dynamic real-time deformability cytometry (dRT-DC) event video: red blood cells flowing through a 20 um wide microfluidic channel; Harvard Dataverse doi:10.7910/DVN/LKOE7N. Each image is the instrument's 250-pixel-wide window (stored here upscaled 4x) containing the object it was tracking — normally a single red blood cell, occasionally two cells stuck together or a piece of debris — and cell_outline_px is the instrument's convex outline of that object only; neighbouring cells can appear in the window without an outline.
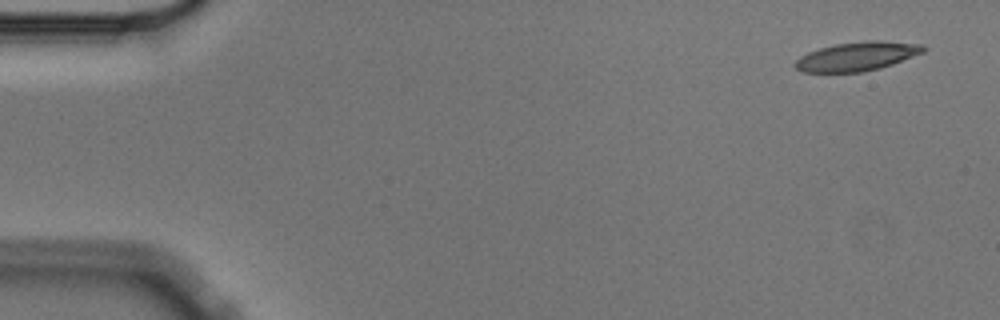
{"species": "Egyptian fruit bat (a non-hibernating species)", "species_latin": "Rousettus aegyptiacus", "temperature_condition": "cold", "stored_images_in_passage": 13, "camera_frame_rate_fps": 3000, "um_per_image_px": 0.085, "animal": {"sex": "male"}, "frame": {"image": 1, "passage_image": 1, "time_ms": 0.0, "image_size_px": [1000, 320], "cell_outline_px": [[928, 48], [924, 52], [892, 64], [880, 68], [864, 72], [800, 72], [792, 64], [800, 56], [808, 52], [820, 48], [836, 44], [868, 40], [880, 40], [924, 44]], "centroid_in_image_um": [72.86, 4.79], "position_along_channel_um": 12.1, "area_um2": 21.79}}
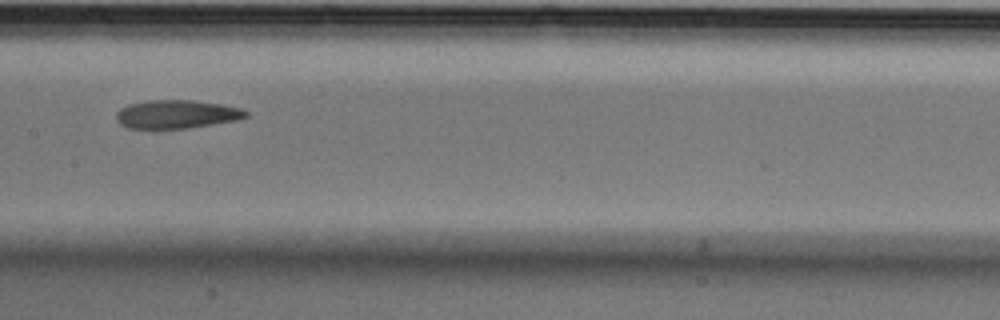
{"frame": {"image": 2, "passage_image": 7, "time_ms": 2.0, "image_size_px": [1000, 320], "cell_outline_px": [[248, 116], [236, 120], [188, 128], [128, 128], [120, 124], [116, 120], [116, 112], [120, 108], [128, 104], [144, 100], [192, 100], [220, 104], [240, 108], [248, 112]], "centroid_in_image_um": [14.97, 9.7], "position_along_channel_um": 192.4, "area_um2": 21.44}}
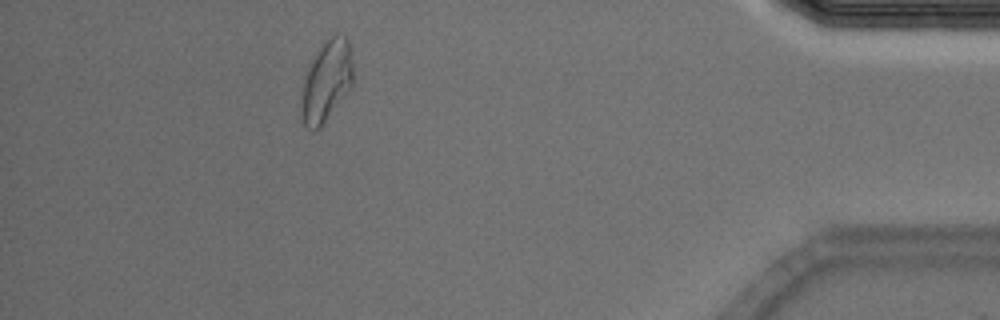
{"frame": {"image": 3, "passage_image": 13, "time_ms": 4.0, "image_size_px": [1000, 320], "cell_outline_px": [[352, 88], [320, 128], [312, 132], [304, 124], [300, 112], [300, 100], [304, 80], [316, 48], [336, 32], [340, 32], [348, 36], [352, 64]], "centroid_in_image_um": [27.75, 6.88], "position_along_channel_um": 407.5, "area_um2": 25.03}}